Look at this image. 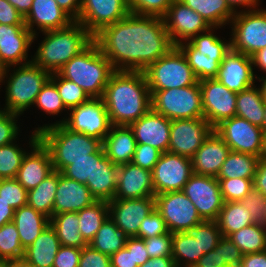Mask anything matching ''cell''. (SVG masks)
Masks as SVG:
<instances>
[{
  "label": "cell",
  "mask_w": 266,
  "mask_h": 267,
  "mask_svg": "<svg viewBox=\"0 0 266 267\" xmlns=\"http://www.w3.org/2000/svg\"><path fill=\"white\" fill-rule=\"evenodd\" d=\"M114 70L144 71L173 47L162 17L129 13L93 36Z\"/></svg>",
  "instance_id": "cell-1"
},
{
  "label": "cell",
  "mask_w": 266,
  "mask_h": 267,
  "mask_svg": "<svg viewBox=\"0 0 266 267\" xmlns=\"http://www.w3.org/2000/svg\"><path fill=\"white\" fill-rule=\"evenodd\" d=\"M101 99L112 125L129 126L151 109V93L145 73L115 70Z\"/></svg>",
  "instance_id": "cell-2"
},
{
  "label": "cell",
  "mask_w": 266,
  "mask_h": 267,
  "mask_svg": "<svg viewBox=\"0 0 266 267\" xmlns=\"http://www.w3.org/2000/svg\"><path fill=\"white\" fill-rule=\"evenodd\" d=\"M41 33L44 39L39 43L34 56L31 55V60L50 73L58 72L93 41V35L77 21L66 28Z\"/></svg>",
  "instance_id": "cell-3"
},
{
  "label": "cell",
  "mask_w": 266,
  "mask_h": 267,
  "mask_svg": "<svg viewBox=\"0 0 266 267\" xmlns=\"http://www.w3.org/2000/svg\"><path fill=\"white\" fill-rule=\"evenodd\" d=\"M39 140L49 150L53 170L61 172L73 161L88 158L102 147V141L84 133L73 132L63 123L43 124L34 128Z\"/></svg>",
  "instance_id": "cell-4"
},
{
  "label": "cell",
  "mask_w": 266,
  "mask_h": 267,
  "mask_svg": "<svg viewBox=\"0 0 266 267\" xmlns=\"http://www.w3.org/2000/svg\"><path fill=\"white\" fill-rule=\"evenodd\" d=\"M114 71L111 62L102 54L93 40L57 73L81 87L90 98H102Z\"/></svg>",
  "instance_id": "cell-5"
},
{
  "label": "cell",
  "mask_w": 266,
  "mask_h": 267,
  "mask_svg": "<svg viewBox=\"0 0 266 267\" xmlns=\"http://www.w3.org/2000/svg\"><path fill=\"white\" fill-rule=\"evenodd\" d=\"M11 67L15 68L9 74ZM50 76L49 71L41 69L33 62L6 67L3 77V83L6 84V101L4 108L0 109L22 116L24 111L34 105L38 93Z\"/></svg>",
  "instance_id": "cell-6"
},
{
  "label": "cell",
  "mask_w": 266,
  "mask_h": 267,
  "mask_svg": "<svg viewBox=\"0 0 266 267\" xmlns=\"http://www.w3.org/2000/svg\"><path fill=\"white\" fill-rule=\"evenodd\" d=\"M214 29L217 30L218 27H211L177 46L185 55L198 81L216 78L221 61L231 49L230 40L216 36Z\"/></svg>",
  "instance_id": "cell-7"
},
{
  "label": "cell",
  "mask_w": 266,
  "mask_h": 267,
  "mask_svg": "<svg viewBox=\"0 0 266 267\" xmlns=\"http://www.w3.org/2000/svg\"><path fill=\"white\" fill-rule=\"evenodd\" d=\"M151 109L169 120L204 117L199 81L191 86L150 90Z\"/></svg>",
  "instance_id": "cell-8"
},
{
  "label": "cell",
  "mask_w": 266,
  "mask_h": 267,
  "mask_svg": "<svg viewBox=\"0 0 266 267\" xmlns=\"http://www.w3.org/2000/svg\"><path fill=\"white\" fill-rule=\"evenodd\" d=\"M149 90H167L194 85L198 82L182 51L174 46L143 71Z\"/></svg>",
  "instance_id": "cell-9"
},
{
  "label": "cell",
  "mask_w": 266,
  "mask_h": 267,
  "mask_svg": "<svg viewBox=\"0 0 266 267\" xmlns=\"http://www.w3.org/2000/svg\"><path fill=\"white\" fill-rule=\"evenodd\" d=\"M229 25L231 50L252 56L266 47V9L239 11Z\"/></svg>",
  "instance_id": "cell-10"
},
{
  "label": "cell",
  "mask_w": 266,
  "mask_h": 267,
  "mask_svg": "<svg viewBox=\"0 0 266 267\" xmlns=\"http://www.w3.org/2000/svg\"><path fill=\"white\" fill-rule=\"evenodd\" d=\"M68 117L53 123H63L73 132L100 139L102 142L112 126L101 98H90L87 102L70 109Z\"/></svg>",
  "instance_id": "cell-11"
},
{
  "label": "cell",
  "mask_w": 266,
  "mask_h": 267,
  "mask_svg": "<svg viewBox=\"0 0 266 267\" xmlns=\"http://www.w3.org/2000/svg\"><path fill=\"white\" fill-rule=\"evenodd\" d=\"M154 198L155 208L170 233L184 232L203 221L195 205L183 191L165 192L155 195Z\"/></svg>",
  "instance_id": "cell-12"
},
{
  "label": "cell",
  "mask_w": 266,
  "mask_h": 267,
  "mask_svg": "<svg viewBox=\"0 0 266 267\" xmlns=\"http://www.w3.org/2000/svg\"><path fill=\"white\" fill-rule=\"evenodd\" d=\"M192 175L191 158L169 151L162 153L152 170L155 195L182 191Z\"/></svg>",
  "instance_id": "cell-13"
},
{
  "label": "cell",
  "mask_w": 266,
  "mask_h": 267,
  "mask_svg": "<svg viewBox=\"0 0 266 267\" xmlns=\"http://www.w3.org/2000/svg\"><path fill=\"white\" fill-rule=\"evenodd\" d=\"M214 132L225 142L231 151L260 157L263 129L246 119L234 116L222 121Z\"/></svg>",
  "instance_id": "cell-14"
},
{
  "label": "cell",
  "mask_w": 266,
  "mask_h": 267,
  "mask_svg": "<svg viewBox=\"0 0 266 267\" xmlns=\"http://www.w3.org/2000/svg\"><path fill=\"white\" fill-rule=\"evenodd\" d=\"M204 221H215L224 200L216 177L193 174L183 190Z\"/></svg>",
  "instance_id": "cell-15"
},
{
  "label": "cell",
  "mask_w": 266,
  "mask_h": 267,
  "mask_svg": "<svg viewBox=\"0 0 266 267\" xmlns=\"http://www.w3.org/2000/svg\"><path fill=\"white\" fill-rule=\"evenodd\" d=\"M199 84L204 118L213 128L236 116L237 93L230 91L216 78L200 80Z\"/></svg>",
  "instance_id": "cell-16"
},
{
  "label": "cell",
  "mask_w": 266,
  "mask_h": 267,
  "mask_svg": "<svg viewBox=\"0 0 266 267\" xmlns=\"http://www.w3.org/2000/svg\"><path fill=\"white\" fill-rule=\"evenodd\" d=\"M213 131L204 117L171 120L168 151L191 158Z\"/></svg>",
  "instance_id": "cell-17"
},
{
  "label": "cell",
  "mask_w": 266,
  "mask_h": 267,
  "mask_svg": "<svg viewBox=\"0 0 266 267\" xmlns=\"http://www.w3.org/2000/svg\"><path fill=\"white\" fill-rule=\"evenodd\" d=\"M162 18L174 46L190 41L195 35L204 33L211 28L200 14L180 0H173Z\"/></svg>",
  "instance_id": "cell-18"
},
{
  "label": "cell",
  "mask_w": 266,
  "mask_h": 267,
  "mask_svg": "<svg viewBox=\"0 0 266 267\" xmlns=\"http://www.w3.org/2000/svg\"><path fill=\"white\" fill-rule=\"evenodd\" d=\"M129 13L126 0H81L76 21L94 36L103 27L124 19Z\"/></svg>",
  "instance_id": "cell-19"
},
{
  "label": "cell",
  "mask_w": 266,
  "mask_h": 267,
  "mask_svg": "<svg viewBox=\"0 0 266 267\" xmlns=\"http://www.w3.org/2000/svg\"><path fill=\"white\" fill-rule=\"evenodd\" d=\"M29 145L31 151L24 156L16 176L27 191L35 188L54 171L49 150L39 140L38 132H31Z\"/></svg>",
  "instance_id": "cell-20"
},
{
  "label": "cell",
  "mask_w": 266,
  "mask_h": 267,
  "mask_svg": "<svg viewBox=\"0 0 266 267\" xmlns=\"http://www.w3.org/2000/svg\"><path fill=\"white\" fill-rule=\"evenodd\" d=\"M109 217L128 237H137L142 220L155 209L154 196L113 199L108 202Z\"/></svg>",
  "instance_id": "cell-21"
},
{
  "label": "cell",
  "mask_w": 266,
  "mask_h": 267,
  "mask_svg": "<svg viewBox=\"0 0 266 267\" xmlns=\"http://www.w3.org/2000/svg\"><path fill=\"white\" fill-rule=\"evenodd\" d=\"M33 34L26 25L0 24V62L5 67L32 62L28 58Z\"/></svg>",
  "instance_id": "cell-22"
},
{
  "label": "cell",
  "mask_w": 266,
  "mask_h": 267,
  "mask_svg": "<svg viewBox=\"0 0 266 267\" xmlns=\"http://www.w3.org/2000/svg\"><path fill=\"white\" fill-rule=\"evenodd\" d=\"M255 74L251 56L230 51L220 63L216 79L234 93L241 92L255 84Z\"/></svg>",
  "instance_id": "cell-23"
},
{
  "label": "cell",
  "mask_w": 266,
  "mask_h": 267,
  "mask_svg": "<svg viewBox=\"0 0 266 267\" xmlns=\"http://www.w3.org/2000/svg\"><path fill=\"white\" fill-rule=\"evenodd\" d=\"M129 127L134 133L137 144L150 145L161 153L168 151L170 143L171 120L150 109Z\"/></svg>",
  "instance_id": "cell-24"
},
{
  "label": "cell",
  "mask_w": 266,
  "mask_h": 267,
  "mask_svg": "<svg viewBox=\"0 0 266 267\" xmlns=\"http://www.w3.org/2000/svg\"><path fill=\"white\" fill-rule=\"evenodd\" d=\"M24 20L26 27L34 35L33 43L40 31L63 29L74 22L55 0H33L32 7ZM35 26L37 28L34 29Z\"/></svg>",
  "instance_id": "cell-25"
},
{
  "label": "cell",
  "mask_w": 266,
  "mask_h": 267,
  "mask_svg": "<svg viewBox=\"0 0 266 267\" xmlns=\"http://www.w3.org/2000/svg\"><path fill=\"white\" fill-rule=\"evenodd\" d=\"M155 196L152 171L132 162L118 166V180L114 199H133Z\"/></svg>",
  "instance_id": "cell-26"
},
{
  "label": "cell",
  "mask_w": 266,
  "mask_h": 267,
  "mask_svg": "<svg viewBox=\"0 0 266 267\" xmlns=\"http://www.w3.org/2000/svg\"><path fill=\"white\" fill-rule=\"evenodd\" d=\"M231 149L213 131L191 157L193 174L217 177Z\"/></svg>",
  "instance_id": "cell-27"
},
{
  "label": "cell",
  "mask_w": 266,
  "mask_h": 267,
  "mask_svg": "<svg viewBox=\"0 0 266 267\" xmlns=\"http://www.w3.org/2000/svg\"><path fill=\"white\" fill-rule=\"evenodd\" d=\"M96 199L90 194L86 184L69 179L58 172V186L55 193L53 215L78 212L94 203Z\"/></svg>",
  "instance_id": "cell-28"
},
{
  "label": "cell",
  "mask_w": 266,
  "mask_h": 267,
  "mask_svg": "<svg viewBox=\"0 0 266 267\" xmlns=\"http://www.w3.org/2000/svg\"><path fill=\"white\" fill-rule=\"evenodd\" d=\"M102 146L110 161L119 166L132 162L137 142L129 126L112 125Z\"/></svg>",
  "instance_id": "cell-29"
},
{
  "label": "cell",
  "mask_w": 266,
  "mask_h": 267,
  "mask_svg": "<svg viewBox=\"0 0 266 267\" xmlns=\"http://www.w3.org/2000/svg\"><path fill=\"white\" fill-rule=\"evenodd\" d=\"M118 180V166L104 155L100 160H94V171L86 186L96 200L111 201L114 199Z\"/></svg>",
  "instance_id": "cell-30"
},
{
  "label": "cell",
  "mask_w": 266,
  "mask_h": 267,
  "mask_svg": "<svg viewBox=\"0 0 266 267\" xmlns=\"http://www.w3.org/2000/svg\"><path fill=\"white\" fill-rule=\"evenodd\" d=\"M60 246L55 229L49 225L25 249L23 259L34 267H52Z\"/></svg>",
  "instance_id": "cell-31"
},
{
  "label": "cell",
  "mask_w": 266,
  "mask_h": 267,
  "mask_svg": "<svg viewBox=\"0 0 266 267\" xmlns=\"http://www.w3.org/2000/svg\"><path fill=\"white\" fill-rule=\"evenodd\" d=\"M13 223L16 225L21 245L25 250L50 225V218L33 207L25 205L15 210Z\"/></svg>",
  "instance_id": "cell-32"
},
{
  "label": "cell",
  "mask_w": 266,
  "mask_h": 267,
  "mask_svg": "<svg viewBox=\"0 0 266 267\" xmlns=\"http://www.w3.org/2000/svg\"><path fill=\"white\" fill-rule=\"evenodd\" d=\"M264 102L260 88L254 84L237 93L236 116L262 128L265 112Z\"/></svg>",
  "instance_id": "cell-33"
},
{
  "label": "cell",
  "mask_w": 266,
  "mask_h": 267,
  "mask_svg": "<svg viewBox=\"0 0 266 267\" xmlns=\"http://www.w3.org/2000/svg\"><path fill=\"white\" fill-rule=\"evenodd\" d=\"M180 1L200 14L211 27L221 28L228 25L236 14L228 5L227 0Z\"/></svg>",
  "instance_id": "cell-34"
},
{
  "label": "cell",
  "mask_w": 266,
  "mask_h": 267,
  "mask_svg": "<svg viewBox=\"0 0 266 267\" xmlns=\"http://www.w3.org/2000/svg\"><path fill=\"white\" fill-rule=\"evenodd\" d=\"M78 222L77 212L54 214L50 218V225L55 229L62 246L82 249L88 245L80 233Z\"/></svg>",
  "instance_id": "cell-35"
},
{
  "label": "cell",
  "mask_w": 266,
  "mask_h": 267,
  "mask_svg": "<svg viewBox=\"0 0 266 267\" xmlns=\"http://www.w3.org/2000/svg\"><path fill=\"white\" fill-rule=\"evenodd\" d=\"M222 236L228 237L230 234L239 231L255 223L244 205L238 202H224L217 219L215 220Z\"/></svg>",
  "instance_id": "cell-36"
},
{
  "label": "cell",
  "mask_w": 266,
  "mask_h": 267,
  "mask_svg": "<svg viewBox=\"0 0 266 267\" xmlns=\"http://www.w3.org/2000/svg\"><path fill=\"white\" fill-rule=\"evenodd\" d=\"M128 238V235L108 217L88 245L103 254L111 256L125 247Z\"/></svg>",
  "instance_id": "cell-37"
},
{
  "label": "cell",
  "mask_w": 266,
  "mask_h": 267,
  "mask_svg": "<svg viewBox=\"0 0 266 267\" xmlns=\"http://www.w3.org/2000/svg\"><path fill=\"white\" fill-rule=\"evenodd\" d=\"M258 156L231 151L221 166L217 179H254Z\"/></svg>",
  "instance_id": "cell-38"
},
{
  "label": "cell",
  "mask_w": 266,
  "mask_h": 267,
  "mask_svg": "<svg viewBox=\"0 0 266 267\" xmlns=\"http://www.w3.org/2000/svg\"><path fill=\"white\" fill-rule=\"evenodd\" d=\"M57 186L58 171H53L40 184L28 191L27 205L51 218L53 216V205Z\"/></svg>",
  "instance_id": "cell-39"
},
{
  "label": "cell",
  "mask_w": 266,
  "mask_h": 267,
  "mask_svg": "<svg viewBox=\"0 0 266 267\" xmlns=\"http://www.w3.org/2000/svg\"><path fill=\"white\" fill-rule=\"evenodd\" d=\"M172 258L176 267H194L204 255L198 240L185 232L172 233Z\"/></svg>",
  "instance_id": "cell-40"
},
{
  "label": "cell",
  "mask_w": 266,
  "mask_h": 267,
  "mask_svg": "<svg viewBox=\"0 0 266 267\" xmlns=\"http://www.w3.org/2000/svg\"><path fill=\"white\" fill-rule=\"evenodd\" d=\"M79 217V230L82 237L89 244L94 238L102 223L109 217L107 201L96 200L90 206L77 212Z\"/></svg>",
  "instance_id": "cell-41"
},
{
  "label": "cell",
  "mask_w": 266,
  "mask_h": 267,
  "mask_svg": "<svg viewBox=\"0 0 266 267\" xmlns=\"http://www.w3.org/2000/svg\"><path fill=\"white\" fill-rule=\"evenodd\" d=\"M228 237L243 255L266 251V228L264 224L253 223Z\"/></svg>",
  "instance_id": "cell-42"
},
{
  "label": "cell",
  "mask_w": 266,
  "mask_h": 267,
  "mask_svg": "<svg viewBox=\"0 0 266 267\" xmlns=\"http://www.w3.org/2000/svg\"><path fill=\"white\" fill-rule=\"evenodd\" d=\"M25 250L21 245L16 225L13 222L0 227V259L20 260L23 259Z\"/></svg>",
  "instance_id": "cell-43"
},
{
  "label": "cell",
  "mask_w": 266,
  "mask_h": 267,
  "mask_svg": "<svg viewBox=\"0 0 266 267\" xmlns=\"http://www.w3.org/2000/svg\"><path fill=\"white\" fill-rule=\"evenodd\" d=\"M184 232L188 236L198 240L200 252L204 254L214 250L222 237L216 221L203 220L198 225L187 228Z\"/></svg>",
  "instance_id": "cell-44"
},
{
  "label": "cell",
  "mask_w": 266,
  "mask_h": 267,
  "mask_svg": "<svg viewBox=\"0 0 266 267\" xmlns=\"http://www.w3.org/2000/svg\"><path fill=\"white\" fill-rule=\"evenodd\" d=\"M50 80L56 85L59 95L68 110L90 99L89 95L81 87L61 77L57 72L51 73Z\"/></svg>",
  "instance_id": "cell-45"
},
{
  "label": "cell",
  "mask_w": 266,
  "mask_h": 267,
  "mask_svg": "<svg viewBox=\"0 0 266 267\" xmlns=\"http://www.w3.org/2000/svg\"><path fill=\"white\" fill-rule=\"evenodd\" d=\"M17 141L0 146V179L16 178L18 170L26 155V150Z\"/></svg>",
  "instance_id": "cell-46"
},
{
  "label": "cell",
  "mask_w": 266,
  "mask_h": 267,
  "mask_svg": "<svg viewBox=\"0 0 266 267\" xmlns=\"http://www.w3.org/2000/svg\"><path fill=\"white\" fill-rule=\"evenodd\" d=\"M34 105L52 116L61 114L62 111L67 110V113L69 111L62 101L56 85L50 79L38 93Z\"/></svg>",
  "instance_id": "cell-47"
},
{
  "label": "cell",
  "mask_w": 266,
  "mask_h": 267,
  "mask_svg": "<svg viewBox=\"0 0 266 267\" xmlns=\"http://www.w3.org/2000/svg\"><path fill=\"white\" fill-rule=\"evenodd\" d=\"M105 155L103 146L88 158L73 161V164L66 166L61 174L65 177L86 184L87 179H91L94 171V160H100Z\"/></svg>",
  "instance_id": "cell-48"
},
{
  "label": "cell",
  "mask_w": 266,
  "mask_h": 267,
  "mask_svg": "<svg viewBox=\"0 0 266 267\" xmlns=\"http://www.w3.org/2000/svg\"><path fill=\"white\" fill-rule=\"evenodd\" d=\"M224 202L241 201L253 188V179H217Z\"/></svg>",
  "instance_id": "cell-49"
},
{
  "label": "cell",
  "mask_w": 266,
  "mask_h": 267,
  "mask_svg": "<svg viewBox=\"0 0 266 267\" xmlns=\"http://www.w3.org/2000/svg\"><path fill=\"white\" fill-rule=\"evenodd\" d=\"M28 191L16 178L0 179V197L13 209L27 205Z\"/></svg>",
  "instance_id": "cell-50"
},
{
  "label": "cell",
  "mask_w": 266,
  "mask_h": 267,
  "mask_svg": "<svg viewBox=\"0 0 266 267\" xmlns=\"http://www.w3.org/2000/svg\"><path fill=\"white\" fill-rule=\"evenodd\" d=\"M130 13L163 17L173 0H126Z\"/></svg>",
  "instance_id": "cell-51"
},
{
  "label": "cell",
  "mask_w": 266,
  "mask_h": 267,
  "mask_svg": "<svg viewBox=\"0 0 266 267\" xmlns=\"http://www.w3.org/2000/svg\"><path fill=\"white\" fill-rule=\"evenodd\" d=\"M168 232L169 231L164 219L155 208L152 213L142 220L138 231V238L148 239L162 234H167Z\"/></svg>",
  "instance_id": "cell-52"
},
{
  "label": "cell",
  "mask_w": 266,
  "mask_h": 267,
  "mask_svg": "<svg viewBox=\"0 0 266 267\" xmlns=\"http://www.w3.org/2000/svg\"><path fill=\"white\" fill-rule=\"evenodd\" d=\"M18 117L20 116L17 114L0 109V146H5L18 140V135H20V127L17 124Z\"/></svg>",
  "instance_id": "cell-53"
},
{
  "label": "cell",
  "mask_w": 266,
  "mask_h": 267,
  "mask_svg": "<svg viewBox=\"0 0 266 267\" xmlns=\"http://www.w3.org/2000/svg\"><path fill=\"white\" fill-rule=\"evenodd\" d=\"M265 197L254 188L240 201L249 213L255 223L265 225Z\"/></svg>",
  "instance_id": "cell-54"
},
{
  "label": "cell",
  "mask_w": 266,
  "mask_h": 267,
  "mask_svg": "<svg viewBox=\"0 0 266 267\" xmlns=\"http://www.w3.org/2000/svg\"><path fill=\"white\" fill-rule=\"evenodd\" d=\"M145 247L150 258L172 256V233L144 239Z\"/></svg>",
  "instance_id": "cell-55"
},
{
  "label": "cell",
  "mask_w": 266,
  "mask_h": 267,
  "mask_svg": "<svg viewBox=\"0 0 266 267\" xmlns=\"http://www.w3.org/2000/svg\"><path fill=\"white\" fill-rule=\"evenodd\" d=\"M161 154L162 153L158 149L150 145L137 144L132 163L152 171Z\"/></svg>",
  "instance_id": "cell-56"
},
{
  "label": "cell",
  "mask_w": 266,
  "mask_h": 267,
  "mask_svg": "<svg viewBox=\"0 0 266 267\" xmlns=\"http://www.w3.org/2000/svg\"><path fill=\"white\" fill-rule=\"evenodd\" d=\"M78 267H111L110 256L87 245L81 249Z\"/></svg>",
  "instance_id": "cell-57"
},
{
  "label": "cell",
  "mask_w": 266,
  "mask_h": 267,
  "mask_svg": "<svg viewBox=\"0 0 266 267\" xmlns=\"http://www.w3.org/2000/svg\"><path fill=\"white\" fill-rule=\"evenodd\" d=\"M80 256V248L61 245L52 267H78Z\"/></svg>",
  "instance_id": "cell-58"
},
{
  "label": "cell",
  "mask_w": 266,
  "mask_h": 267,
  "mask_svg": "<svg viewBox=\"0 0 266 267\" xmlns=\"http://www.w3.org/2000/svg\"><path fill=\"white\" fill-rule=\"evenodd\" d=\"M221 256L222 261H225L228 267H240L243 254L229 237L222 236Z\"/></svg>",
  "instance_id": "cell-59"
},
{
  "label": "cell",
  "mask_w": 266,
  "mask_h": 267,
  "mask_svg": "<svg viewBox=\"0 0 266 267\" xmlns=\"http://www.w3.org/2000/svg\"><path fill=\"white\" fill-rule=\"evenodd\" d=\"M0 24L25 25V20L7 0H0Z\"/></svg>",
  "instance_id": "cell-60"
},
{
  "label": "cell",
  "mask_w": 266,
  "mask_h": 267,
  "mask_svg": "<svg viewBox=\"0 0 266 267\" xmlns=\"http://www.w3.org/2000/svg\"><path fill=\"white\" fill-rule=\"evenodd\" d=\"M125 248L127 250H132L134 264H137L138 266L143 265L150 259L145 247L144 239L129 237L125 243Z\"/></svg>",
  "instance_id": "cell-61"
},
{
  "label": "cell",
  "mask_w": 266,
  "mask_h": 267,
  "mask_svg": "<svg viewBox=\"0 0 266 267\" xmlns=\"http://www.w3.org/2000/svg\"><path fill=\"white\" fill-rule=\"evenodd\" d=\"M194 267H228L225 261H222L221 238L214 250L204 254Z\"/></svg>",
  "instance_id": "cell-62"
},
{
  "label": "cell",
  "mask_w": 266,
  "mask_h": 267,
  "mask_svg": "<svg viewBox=\"0 0 266 267\" xmlns=\"http://www.w3.org/2000/svg\"><path fill=\"white\" fill-rule=\"evenodd\" d=\"M110 262L111 267H139L134 264L132 250H127L125 247L111 255Z\"/></svg>",
  "instance_id": "cell-63"
},
{
  "label": "cell",
  "mask_w": 266,
  "mask_h": 267,
  "mask_svg": "<svg viewBox=\"0 0 266 267\" xmlns=\"http://www.w3.org/2000/svg\"><path fill=\"white\" fill-rule=\"evenodd\" d=\"M254 189L266 198V159L260 158L253 179Z\"/></svg>",
  "instance_id": "cell-64"
},
{
  "label": "cell",
  "mask_w": 266,
  "mask_h": 267,
  "mask_svg": "<svg viewBox=\"0 0 266 267\" xmlns=\"http://www.w3.org/2000/svg\"><path fill=\"white\" fill-rule=\"evenodd\" d=\"M240 267H266V251L244 254Z\"/></svg>",
  "instance_id": "cell-65"
},
{
  "label": "cell",
  "mask_w": 266,
  "mask_h": 267,
  "mask_svg": "<svg viewBox=\"0 0 266 267\" xmlns=\"http://www.w3.org/2000/svg\"><path fill=\"white\" fill-rule=\"evenodd\" d=\"M59 7L74 21L79 18L81 0H55Z\"/></svg>",
  "instance_id": "cell-66"
},
{
  "label": "cell",
  "mask_w": 266,
  "mask_h": 267,
  "mask_svg": "<svg viewBox=\"0 0 266 267\" xmlns=\"http://www.w3.org/2000/svg\"><path fill=\"white\" fill-rule=\"evenodd\" d=\"M228 5L230 6V8L235 12H239V11H251V10H256L259 9L257 8L260 4V0H227ZM240 6V7H239ZM239 8H245V9H241V10H237Z\"/></svg>",
  "instance_id": "cell-67"
},
{
  "label": "cell",
  "mask_w": 266,
  "mask_h": 267,
  "mask_svg": "<svg viewBox=\"0 0 266 267\" xmlns=\"http://www.w3.org/2000/svg\"><path fill=\"white\" fill-rule=\"evenodd\" d=\"M139 267H176L172 256H160L148 259Z\"/></svg>",
  "instance_id": "cell-68"
},
{
  "label": "cell",
  "mask_w": 266,
  "mask_h": 267,
  "mask_svg": "<svg viewBox=\"0 0 266 267\" xmlns=\"http://www.w3.org/2000/svg\"><path fill=\"white\" fill-rule=\"evenodd\" d=\"M15 209L0 197V227L13 222Z\"/></svg>",
  "instance_id": "cell-69"
},
{
  "label": "cell",
  "mask_w": 266,
  "mask_h": 267,
  "mask_svg": "<svg viewBox=\"0 0 266 267\" xmlns=\"http://www.w3.org/2000/svg\"><path fill=\"white\" fill-rule=\"evenodd\" d=\"M251 59L254 67L253 69H255V67H258L260 71H262L263 73L265 72L266 74V47L255 52L251 56Z\"/></svg>",
  "instance_id": "cell-70"
},
{
  "label": "cell",
  "mask_w": 266,
  "mask_h": 267,
  "mask_svg": "<svg viewBox=\"0 0 266 267\" xmlns=\"http://www.w3.org/2000/svg\"><path fill=\"white\" fill-rule=\"evenodd\" d=\"M13 7H15L17 9V11L23 16L25 17L31 7H32V3L33 0H7Z\"/></svg>",
  "instance_id": "cell-71"
},
{
  "label": "cell",
  "mask_w": 266,
  "mask_h": 267,
  "mask_svg": "<svg viewBox=\"0 0 266 267\" xmlns=\"http://www.w3.org/2000/svg\"><path fill=\"white\" fill-rule=\"evenodd\" d=\"M7 267H34L27 263L24 259L20 260H7Z\"/></svg>",
  "instance_id": "cell-72"
},
{
  "label": "cell",
  "mask_w": 266,
  "mask_h": 267,
  "mask_svg": "<svg viewBox=\"0 0 266 267\" xmlns=\"http://www.w3.org/2000/svg\"><path fill=\"white\" fill-rule=\"evenodd\" d=\"M261 77L256 78V80H259V82L261 84L258 87L260 88V91H261V94L263 96L264 101H266V76L265 77L261 76Z\"/></svg>",
  "instance_id": "cell-73"
},
{
  "label": "cell",
  "mask_w": 266,
  "mask_h": 267,
  "mask_svg": "<svg viewBox=\"0 0 266 267\" xmlns=\"http://www.w3.org/2000/svg\"><path fill=\"white\" fill-rule=\"evenodd\" d=\"M259 158L266 159V132H264L262 136V147H261V154Z\"/></svg>",
  "instance_id": "cell-74"
},
{
  "label": "cell",
  "mask_w": 266,
  "mask_h": 267,
  "mask_svg": "<svg viewBox=\"0 0 266 267\" xmlns=\"http://www.w3.org/2000/svg\"><path fill=\"white\" fill-rule=\"evenodd\" d=\"M5 66L0 62V85L3 84V77L5 72ZM2 83V84H1ZM1 87V86H0ZM1 89V88H0Z\"/></svg>",
  "instance_id": "cell-75"
},
{
  "label": "cell",
  "mask_w": 266,
  "mask_h": 267,
  "mask_svg": "<svg viewBox=\"0 0 266 267\" xmlns=\"http://www.w3.org/2000/svg\"><path fill=\"white\" fill-rule=\"evenodd\" d=\"M264 122H263V132H266V101L264 102Z\"/></svg>",
  "instance_id": "cell-76"
},
{
  "label": "cell",
  "mask_w": 266,
  "mask_h": 267,
  "mask_svg": "<svg viewBox=\"0 0 266 267\" xmlns=\"http://www.w3.org/2000/svg\"><path fill=\"white\" fill-rule=\"evenodd\" d=\"M0 267H7V260H0Z\"/></svg>",
  "instance_id": "cell-77"
},
{
  "label": "cell",
  "mask_w": 266,
  "mask_h": 267,
  "mask_svg": "<svg viewBox=\"0 0 266 267\" xmlns=\"http://www.w3.org/2000/svg\"><path fill=\"white\" fill-rule=\"evenodd\" d=\"M264 210H265V224H266V199H265V204H264Z\"/></svg>",
  "instance_id": "cell-78"
}]
</instances>
